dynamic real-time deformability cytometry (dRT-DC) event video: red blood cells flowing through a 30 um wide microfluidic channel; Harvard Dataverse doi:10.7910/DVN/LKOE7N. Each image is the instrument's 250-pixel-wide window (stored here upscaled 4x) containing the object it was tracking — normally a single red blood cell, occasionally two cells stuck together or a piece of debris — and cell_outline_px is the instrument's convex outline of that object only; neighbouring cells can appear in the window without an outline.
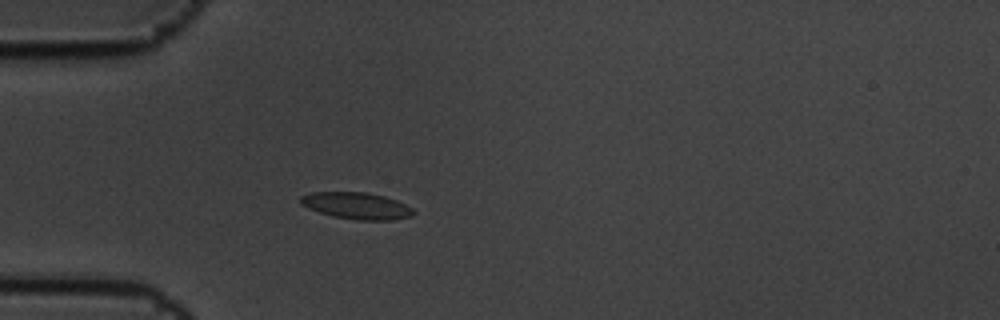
{"species": "common noctule bat (a hibernating species)", "species_latin": "Nyctalus noctula", "temperature_condition": "cold", "stored_images_in_passage": 4, "camera_frame_rate_fps": 3000, "um_per_image_px": 0.085, "animal": {"sex": "male", "body_mass_g": 19.5, "forearm_length_mm": 54.6}, "frame": {"image": 1, "passage_image": 4, "time_ms": 1.0, "image_size_px": [1000, 320], "cell_outline_px": [[416, 212], [412, 216], [392, 220], [356, 220], [332, 216], [308, 208], [300, 204], [300, 196], [312, 192], [364, 192], [384, 196], [396, 200], [412, 208]], "centroid_in_image_um": [30.31, 17.49], "position_along_channel_um": 54.7, "area_um2": 17.57}}